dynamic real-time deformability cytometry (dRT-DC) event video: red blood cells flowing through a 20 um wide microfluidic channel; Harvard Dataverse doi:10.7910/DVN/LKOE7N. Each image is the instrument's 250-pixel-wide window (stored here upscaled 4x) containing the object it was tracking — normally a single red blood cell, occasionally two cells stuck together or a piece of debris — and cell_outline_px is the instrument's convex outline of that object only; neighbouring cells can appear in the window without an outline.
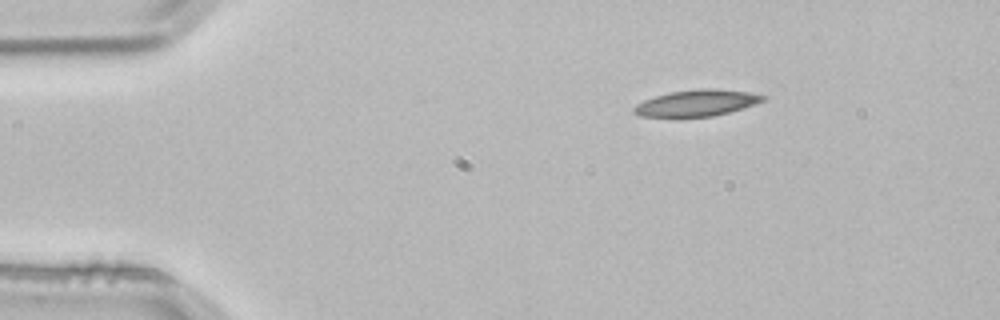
{"species": "common noctule bat (a hibernating species)", "species_latin": "Nyctalus noctula", "temperature_condition": "room temperature", "stored_images_in_passage": 3, "camera_frame_rate_fps": 3000, "um_per_image_px": 0.085, "animal": {"sex": "male", "body_mass_g": 21.5, "forearm_length_mm": 52.0}, "frame": {"image": 1, "passage_image": 3, "time_ms": 0.667, "image_size_px": [1000, 320], "cell_outline_px": [[768, 96], [764, 100], [756, 104], [744, 108], [712, 116], [640, 116], [632, 112], [632, 108], [636, 104], [644, 100], [656, 96], [672, 92], [700, 88], [716, 88], [752, 92]], "centroid_in_image_um": [59.27, 8.73], "position_along_channel_um": 25.7, "area_um2": 19.77}}